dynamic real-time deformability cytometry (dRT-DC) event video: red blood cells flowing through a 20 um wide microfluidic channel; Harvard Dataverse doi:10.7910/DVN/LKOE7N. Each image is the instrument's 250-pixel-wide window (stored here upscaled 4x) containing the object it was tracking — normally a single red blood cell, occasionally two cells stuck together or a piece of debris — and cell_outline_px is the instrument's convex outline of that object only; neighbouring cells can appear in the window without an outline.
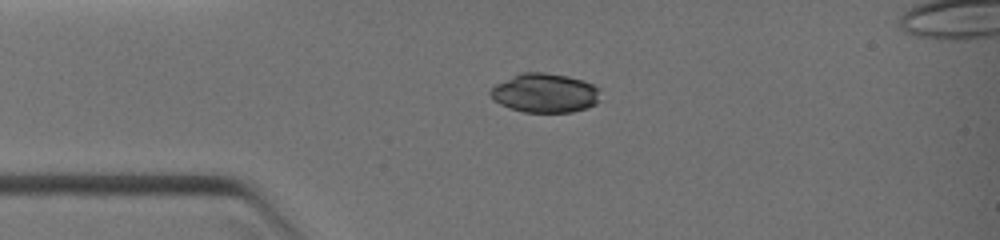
{"species": "common noctule bat (a hibernating species)", "species_latin": "Nyctalus noctula", "temperature_condition": "warm", "stored_images_in_passage": 6, "camera_frame_rate_fps": 3000, "um_per_image_px": 0.085, "animal": {"sex": "female", "body_mass_g": 19.0, "forearm_length_mm": 51.5}, "frame": {"image": 1, "passage_image": 1, "time_ms": 0.0, "image_size_px": [1000, 240], "cell_outline_px": [[600, 88], [596, 104], [572, 112], [524, 112], [500, 104], [488, 92], [496, 84], [520, 72], [544, 72], [568, 76], [584, 80]], "centroid_in_image_um": [46.32, 7.89], "position_along_channel_um": 38.7, "area_um2": 24.91}}
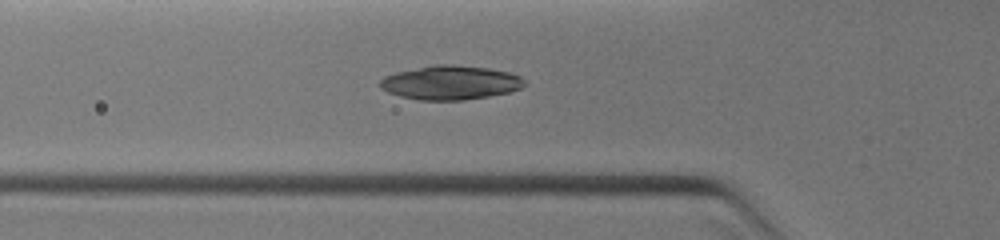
{"frame": {"image": 2, "passage_image": 6, "time_ms": 1.333, "image_size_px": [1000, 240], "cell_outline_px": [[524, 84], [520, 88], [508, 92], [488, 96], [464, 100], [420, 100], [400, 96], [388, 92], [380, 88], [380, 80], [384, 76], [396, 72], [432, 64], [452, 64], [488, 68], [508, 72], [520, 76], [524, 80]], "centroid_in_image_um": [38.25, 7.01], "position_along_channel_um": 87.6, "area_um2": 28.61}}